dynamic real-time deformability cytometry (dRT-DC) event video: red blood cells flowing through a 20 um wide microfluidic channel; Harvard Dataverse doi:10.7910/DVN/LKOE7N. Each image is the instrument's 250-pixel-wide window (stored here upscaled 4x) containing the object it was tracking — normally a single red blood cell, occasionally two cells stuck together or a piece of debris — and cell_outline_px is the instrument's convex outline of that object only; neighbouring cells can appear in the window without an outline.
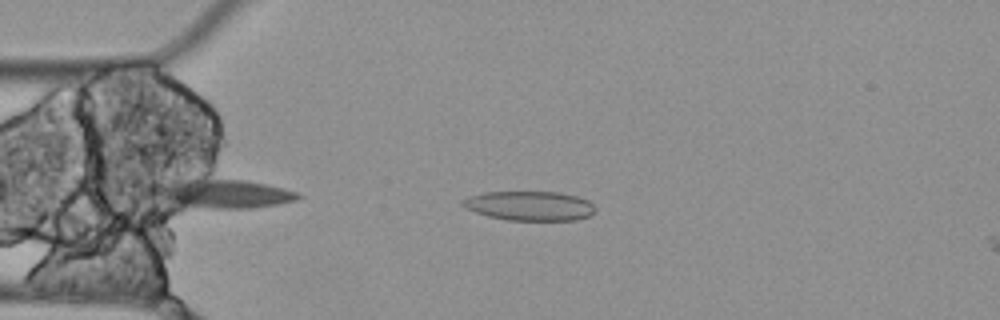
{"species": "Egyptian fruit bat (a non-hibernating species)", "species_latin": "Rousettus aegyptiacus", "temperature_condition": "cold", "stored_images_in_passage": 2, "camera_frame_rate_fps": 3000, "um_per_image_px": 0.085, "animal": {"sex": "female"}, "frame": {"image": 1, "passage_image": 1, "time_ms": 0.0, "image_size_px": [1000, 320], "cell_outline_px": [[596, 212], [588, 216], [576, 220], [508, 220], [488, 216], [464, 208], [460, 204], [460, 200], [468, 196], [484, 192], [560, 192], [576, 196], [588, 200], [596, 208]], "centroid_in_image_um": [45.0, 17.49], "position_along_channel_um": 40.0, "area_um2": 22.89}}